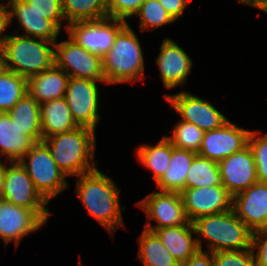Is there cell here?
<instances>
[{
  "mask_svg": "<svg viewBox=\"0 0 267 266\" xmlns=\"http://www.w3.org/2000/svg\"><path fill=\"white\" fill-rule=\"evenodd\" d=\"M166 137L175 148L199 153L204 131L192 123L178 120Z\"/></svg>",
  "mask_w": 267,
  "mask_h": 266,
  "instance_id": "obj_32",
  "label": "cell"
},
{
  "mask_svg": "<svg viewBox=\"0 0 267 266\" xmlns=\"http://www.w3.org/2000/svg\"><path fill=\"white\" fill-rule=\"evenodd\" d=\"M69 75L55 64L27 79V90L32 98L42 104L57 98H64Z\"/></svg>",
  "mask_w": 267,
  "mask_h": 266,
  "instance_id": "obj_20",
  "label": "cell"
},
{
  "mask_svg": "<svg viewBox=\"0 0 267 266\" xmlns=\"http://www.w3.org/2000/svg\"><path fill=\"white\" fill-rule=\"evenodd\" d=\"M154 232L179 265L199 250L196 230L190 221L186 225L166 227Z\"/></svg>",
  "mask_w": 267,
  "mask_h": 266,
  "instance_id": "obj_21",
  "label": "cell"
},
{
  "mask_svg": "<svg viewBox=\"0 0 267 266\" xmlns=\"http://www.w3.org/2000/svg\"><path fill=\"white\" fill-rule=\"evenodd\" d=\"M33 181L36 190L49 203L71 185L57 166L47 145L37 142L19 161Z\"/></svg>",
  "mask_w": 267,
  "mask_h": 266,
  "instance_id": "obj_6",
  "label": "cell"
},
{
  "mask_svg": "<svg viewBox=\"0 0 267 266\" xmlns=\"http://www.w3.org/2000/svg\"><path fill=\"white\" fill-rule=\"evenodd\" d=\"M188 220L227 212L232 209L233 197L223 185L184 189L181 193Z\"/></svg>",
  "mask_w": 267,
  "mask_h": 266,
  "instance_id": "obj_14",
  "label": "cell"
},
{
  "mask_svg": "<svg viewBox=\"0 0 267 266\" xmlns=\"http://www.w3.org/2000/svg\"><path fill=\"white\" fill-rule=\"evenodd\" d=\"M145 0H106L108 17L128 23L139 11Z\"/></svg>",
  "mask_w": 267,
  "mask_h": 266,
  "instance_id": "obj_36",
  "label": "cell"
},
{
  "mask_svg": "<svg viewBox=\"0 0 267 266\" xmlns=\"http://www.w3.org/2000/svg\"><path fill=\"white\" fill-rule=\"evenodd\" d=\"M0 199L27 209H49L19 161H5V178Z\"/></svg>",
  "mask_w": 267,
  "mask_h": 266,
  "instance_id": "obj_13",
  "label": "cell"
},
{
  "mask_svg": "<svg viewBox=\"0 0 267 266\" xmlns=\"http://www.w3.org/2000/svg\"><path fill=\"white\" fill-rule=\"evenodd\" d=\"M159 54L155 59L160 72L163 86L167 90L186 86L188 75L191 74L193 59L178 45L175 40L166 37L163 39Z\"/></svg>",
  "mask_w": 267,
  "mask_h": 266,
  "instance_id": "obj_16",
  "label": "cell"
},
{
  "mask_svg": "<svg viewBox=\"0 0 267 266\" xmlns=\"http://www.w3.org/2000/svg\"><path fill=\"white\" fill-rule=\"evenodd\" d=\"M164 9L176 21L183 17L187 7L190 6L191 0H158Z\"/></svg>",
  "mask_w": 267,
  "mask_h": 266,
  "instance_id": "obj_38",
  "label": "cell"
},
{
  "mask_svg": "<svg viewBox=\"0 0 267 266\" xmlns=\"http://www.w3.org/2000/svg\"><path fill=\"white\" fill-rule=\"evenodd\" d=\"M260 134L259 130H251L248 146L254 156L258 182L267 183V133Z\"/></svg>",
  "mask_w": 267,
  "mask_h": 266,
  "instance_id": "obj_33",
  "label": "cell"
},
{
  "mask_svg": "<svg viewBox=\"0 0 267 266\" xmlns=\"http://www.w3.org/2000/svg\"><path fill=\"white\" fill-rule=\"evenodd\" d=\"M10 27L9 7L6 4L0 3V48L3 41L8 37L7 34ZM6 31V32H5Z\"/></svg>",
  "mask_w": 267,
  "mask_h": 266,
  "instance_id": "obj_40",
  "label": "cell"
},
{
  "mask_svg": "<svg viewBox=\"0 0 267 266\" xmlns=\"http://www.w3.org/2000/svg\"><path fill=\"white\" fill-rule=\"evenodd\" d=\"M7 113L12 123L24 131V134L30 136L36 143L42 141L40 104L29 93Z\"/></svg>",
  "mask_w": 267,
  "mask_h": 266,
  "instance_id": "obj_26",
  "label": "cell"
},
{
  "mask_svg": "<svg viewBox=\"0 0 267 266\" xmlns=\"http://www.w3.org/2000/svg\"><path fill=\"white\" fill-rule=\"evenodd\" d=\"M95 130L79 126L69 132L52 135L42 141L57 166L69 177H77L97 168Z\"/></svg>",
  "mask_w": 267,
  "mask_h": 266,
  "instance_id": "obj_2",
  "label": "cell"
},
{
  "mask_svg": "<svg viewBox=\"0 0 267 266\" xmlns=\"http://www.w3.org/2000/svg\"><path fill=\"white\" fill-rule=\"evenodd\" d=\"M197 245L203 249L204 240L209 252L237 251L251 248L252 231L233 209L198 218L193 222Z\"/></svg>",
  "mask_w": 267,
  "mask_h": 266,
  "instance_id": "obj_4",
  "label": "cell"
},
{
  "mask_svg": "<svg viewBox=\"0 0 267 266\" xmlns=\"http://www.w3.org/2000/svg\"><path fill=\"white\" fill-rule=\"evenodd\" d=\"M217 185H222L218 163L197 154L188 170L185 189Z\"/></svg>",
  "mask_w": 267,
  "mask_h": 266,
  "instance_id": "obj_28",
  "label": "cell"
},
{
  "mask_svg": "<svg viewBox=\"0 0 267 266\" xmlns=\"http://www.w3.org/2000/svg\"><path fill=\"white\" fill-rule=\"evenodd\" d=\"M135 17L139 19L141 32L154 31L175 22L158 0H145Z\"/></svg>",
  "mask_w": 267,
  "mask_h": 266,
  "instance_id": "obj_31",
  "label": "cell"
},
{
  "mask_svg": "<svg viewBox=\"0 0 267 266\" xmlns=\"http://www.w3.org/2000/svg\"><path fill=\"white\" fill-rule=\"evenodd\" d=\"M143 46L127 23L116 35L110 51L102 59L105 82L107 85L143 82L145 60Z\"/></svg>",
  "mask_w": 267,
  "mask_h": 266,
  "instance_id": "obj_3",
  "label": "cell"
},
{
  "mask_svg": "<svg viewBox=\"0 0 267 266\" xmlns=\"http://www.w3.org/2000/svg\"><path fill=\"white\" fill-rule=\"evenodd\" d=\"M27 93V79L7 69L0 76V113L10 111Z\"/></svg>",
  "mask_w": 267,
  "mask_h": 266,
  "instance_id": "obj_30",
  "label": "cell"
},
{
  "mask_svg": "<svg viewBox=\"0 0 267 266\" xmlns=\"http://www.w3.org/2000/svg\"><path fill=\"white\" fill-rule=\"evenodd\" d=\"M66 24L108 17L106 0H61Z\"/></svg>",
  "mask_w": 267,
  "mask_h": 266,
  "instance_id": "obj_29",
  "label": "cell"
},
{
  "mask_svg": "<svg viewBox=\"0 0 267 266\" xmlns=\"http://www.w3.org/2000/svg\"><path fill=\"white\" fill-rule=\"evenodd\" d=\"M259 10L264 13H267V2Z\"/></svg>",
  "mask_w": 267,
  "mask_h": 266,
  "instance_id": "obj_44",
  "label": "cell"
},
{
  "mask_svg": "<svg viewBox=\"0 0 267 266\" xmlns=\"http://www.w3.org/2000/svg\"><path fill=\"white\" fill-rule=\"evenodd\" d=\"M218 167L221 183L232 197L258 182L254 156L248 145L218 162Z\"/></svg>",
  "mask_w": 267,
  "mask_h": 266,
  "instance_id": "obj_17",
  "label": "cell"
},
{
  "mask_svg": "<svg viewBox=\"0 0 267 266\" xmlns=\"http://www.w3.org/2000/svg\"><path fill=\"white\" fill-rule=\"evenodd\" d=\"M76 178L77 197L88 214L114 238L119 227H126L122 215L126 206H120L121 190L115 180L98 167Z\"/></svg>",
  "mask_w": 267,
  "mask_h": 266,
  "instance_id": "obj_1",
  "label": "cell"
},
{
  "mask_svg": "<svg viewBox=\"0 0 267 266\" xmlns=\"http://www.w3.org/2000/svg\"><path fill=\"white\" fill-rule=\"evenodd\" d=\"M6 68L29 79L55 64V42L22 36L8 35L0 48Z\"/></svg>",
  "mask_w": 267,
  "mask_h": 266,
  "instance_id": "obj_5",
  "label": "cell"
},
{
  "mask_svg": "<svg viewBox=\"0 0 267 266\" xmlns=\"http://www.w3.org/2000/svg\"><path fill=\"white\" fill-rule=\"evenodd\" d=\"M49 209H27L0 199V239L5 247L15 243V249L25 236L36 233L48 222Z\"/></svg>",
  "mask_w": 267,
  "mask_h": 266,
  "instance_id": "obj_7",
  "label": "cell"
},
{
  "mask_svg": "<svg viewBox=\"0 0 267 266\" xmlns=\"http://www.w3.org/2000/svg\"><path fill=\"white\" fill-rule=\"evenodd\" d=\"M180 266H214L213 253L209 251L198 250Z\"/></svg>",
  "mask_w": 267,
  "mask_h": 266,
  "instance_id": "obj_39",
  "label": "cell"
},
{
  "mask_svg": "<svg viewBox=\"0 0 267 266\" xmlns=\"http://www.w3.org/2000/svg\"><path fill=\"white\" fill-rule=\"evenodd\" d=\"M99 83L84 78H69L64 98L68 103L73 120L78 126L87 127L96 131L100 116Z\"/></svg>",
  "mask_w": 267,
  "mask_h": 266,
  "instance_id": "obj_10",
  "label": "cell"
},
{
  "mask_svg": "<svg viewBox=\"0 0 267 266\" xmlns=\"http://www.w3.org/2000/svg\"><path fill=\"white\" fill-rule=\"evenodd\" d=\"M251 248L257 266H267V228L252 232Z\"/></svg>",
  "mask_w": 267,
  "mask_h": 266,
  "instance_id": "obj_37",
  "label": "cell"
},
{
  "mask_svg": "<svg viewBox=\"0 0 267 266\" xmlns=\"http://www.w3.org/2000/svg\"><path fill=\"white\" fill-rule=\"evenodd\" d=\"M1 1V0H0ZM4 1V2H3ZM5 1H6V3H5ZM12 1H14V0H2L1 1V3L3 4H6V5H8L9 3H11Z\"/></svg>",
  "mask_w": 267,
  "mask_h": 266,
  "instance_id": "obj_45",
  "label": "cell"
},
{
  "mask_svg": "<svg viewBox=\"0 0 267 266\" xmlns=\"http://www.w3.org/2000/svg\"><path fill=\"white\" fill-rule=\"evenodd\" d=\"M5 178V161L0 160V195Z\"/></svg>",
  "mask_w": 267,
  "mask_h": 266,
  "instance_id": "obj_42",
  "label": "cell"
},
{
  "mask_svg": "<svg viewBox=\"0 0 267 266\" xmlns=\"http://www.w3.org/2000/svg\"><path fill=\"white\" fill-rule=\"evenodd\" d=\"M164 98L179 114L180 120L192 123L204 132L220 128L229 121L209 100L189 91L182 89L175 94H164Z\"/></svg>",
  "mask_w": 267,
  "mask_h": 266,
  "instance_id": "obj_11",
  "label": "cell"
},
{
  "mask_svg": "<svg viewBox=\"0 0 267 266\" xmlns=\"http://www.w3.org/2000/svg\"><path fill=\"white\" fill-rule=\"evenodd\" d=\"M250 132L229 120L220 128L204 132L198 154L218 163L246 147Z\"/></svg>",
  "mask_w": 267,
  "mask_h": 266,
  "instance_id": "obj_15",
  "label": "cell"
},
{
  "mask_svg": "<svg viewBox=\"0 0 267 266\" xmlns=\"http://www.w3.org/2000/svg\"><path fill=\"white\" fill-rule=\"evenodd\" d=\"M36 142L20 130L8 113H0V159L7 162L20 161ZM3 159H2V158Z\"/></svg>",
  "mask_w": 267,
  "mask_h": 266,
  "instance_id": "obj_22",
  "label": "cell"
},
{
  "mask_svg": "<svg viewBox=\"0 0 267 266\" xmlns=\"http://www.w3.org/2000/svg\"><path fill=\"white\" fill-rule=\"evenodd\" d=\"M55 65L70 78L92 79L105 82L102 58L92 55L69 36L55 42Z\"/></svg>",
  "mask_w": 267,
  "mask_h": 266,
  "instance_id": "obj_12",
  "label": "cell"
},
{
  "mask_svg": "<svg viewBox=\"0 0 267 266\" xmlns=\"http://www.w3.org/2000/svg\"><path fill=\"white\" fill-rule=\"evenodd\" d=\"M10 25L18 23L19 28L13 33L56 42L61 30L45 15L33 11L24 0H14L8 4ZM19 29L22 31L20 34ZM24 31V32H23ZM61 32V33H60Z\"/></svg>",
  "mask_w": 267,
  "mask_h": 266,
  "instance_id": "obj_19",
  "label": "cell"
},
{
  "mask_svg": "<svg viewBox=\"0 0 267 266\" xmlns=\"http://www.w3.org/2000/svg\"><path fill=\"white\" fill-rule=\"evenodd\" d=\"M126 24L123 20L104 17L69 23L65 32L92 55L103 59L113 46L117 33Z\"/></svg>",
  "mask_w": 267,
  "mask_h": 266,
  "instance_id": "obj_8",
  "label": "cell"
},
{
  "mask_svg": "<svg viewBox=\"0 0 267 266\" xmlns=\"http://www.w3.org/2000/svg\"><path fill=\"white\" fill-rule=\"evenodd\" d=\"M232 209L252 232L267 228V183L256 182L235 195Z\"/></svg>",
  "mask_w": 267,
  "mask_h": 266,
  "instance_id": "obj_18",
  "label": "cell"
},
{
  "mask_svg": "<svg viewBox=\"0 0 267 266\" xmlns=\"http://www.w3.org/2000/svg\"><path fill=\"white\" fill-rule=\"evenodd\" d=\"M29 7L37 13L45 15L50 19L61 31L66 30L67 24L62 12L61 0H24ZM64 23V24H63Z\"/></svg>",
  "mask_w": 267,
  "mask_h": 266,
  "instance_id": "obj_34",
  "label": "cell"
},
{
  "mask_svg": "<svg viewBox=\"0 0 267 266\" xmlns=\"http://www.w3.org/2000/svg\"><path fill=\"white\" fill-rule=\"evenodd\" d=\"M7 70L3 53L0 50V76Z\"/></svg>",
  "mask_w": 267,
  "mask_h": 266,
  "instance_id": "obj_43",
  "label": "cell"
},
{
  "mask_svg": "<svg viewBox=\"0 0 267 266\" xmlns=\"http://www.w3.org/2000/svg\"><path fill=\"white\" fill-rule=\"evenodd\" d=\"M135 203L136 207L145 212L147 223L143 228L147 230L154 232L157 229L186 225L189 222L181 194L178 192L154 190Z\"/></svg>",
  "mask_w": 267,
  "mask_h": 266,
  "instance_id": "obj_9",
  "label": "cell"
},
{
  "mask_svg": "<svg viewBox=\"0 0 267 266\" xmlns=\"http://www.w3.org/2000/svg\"><path fill=\"white\" fill-rule=\"evenodd\" d=\"M238 4L253 7L259 10L266 2L267 0H237Z\"/></svg>",
  "mask_w": 267,
  "mask_h": 266,
  "instance_id": "obj_41",
  "label": "cell"
},
{
  "mask_svg": "<svg viewBox=\"0 0 267 266\" xmlns=\"http://www.w3.org/2000/svg\"><path fill=\"white\" fill-rule=\"evenodd\" d=\"M135 150L136 161L146 170L152 171V178L156 183L169 167L172 143L164 135L155 145L142 144Z\"/></svg>",
  "mask_w": 267,
  "mask_h": 266,
  "instance_id": "obj_25",
  "label": "cell"
},
{
  "mask_svg": "<svg viewBox=\"0 0 267 266\" xmlns=\"http://www.w3.org/2000/svg\"><path fill=\"white\" fill-rule=\"evenodd\" d=\"M40 114L42 140L79 127L73 120L65 98H57L40 104Z\"/></svg>",
  "mask_w": 267,
  "mask_h": 266,
  "instance_id": "obj_23",
  "label": "cell"
},
{
  "mask_svg": "<svg viewBox=\"0 0 267 266\" xmlns=\"http://www.w3.org/2000/svg\"><path fill=\"white\" fill-rule=\"evenodd\" d=\"M137 242V260L144 266H180L155 232L143 228Z\"/></svg>",
  "mask_w": 267,
  "mask_h": 266,
  "instance_id": "obj_27",
  "label": "cell"
},
{
  "mask_svg": "<svg viewBox=\"0 0 267 266\" xmlns=\"http://www.w3.org/2000/svg\"><path fill=\"white\" fill-rule=\"evenodd\" d=\"M196 155L195 152L178 149L172 145L169 167L155 183L157 191L181 193L185 189L186 176Z\"/></svg>",
  "mask_w": 267,
  "mask_h": 266,
  "instance_id": "obj_24",
  "label": "cell"
},
{
  "mask_svg": "<svg viewBox=\"0 0 267 266\" xmlns=\"http://www.w3.org/2000/svg\"><path fill=\"white\" fill-rule=\"evenodd\" d=\"M214 266H257L252 248L213 253Z\"/></svg>",
  "mask_w": 267,
  "mask_h": 266,
  "instance_id": "obj_35",
  "label": "cell"
}]
</instances>
